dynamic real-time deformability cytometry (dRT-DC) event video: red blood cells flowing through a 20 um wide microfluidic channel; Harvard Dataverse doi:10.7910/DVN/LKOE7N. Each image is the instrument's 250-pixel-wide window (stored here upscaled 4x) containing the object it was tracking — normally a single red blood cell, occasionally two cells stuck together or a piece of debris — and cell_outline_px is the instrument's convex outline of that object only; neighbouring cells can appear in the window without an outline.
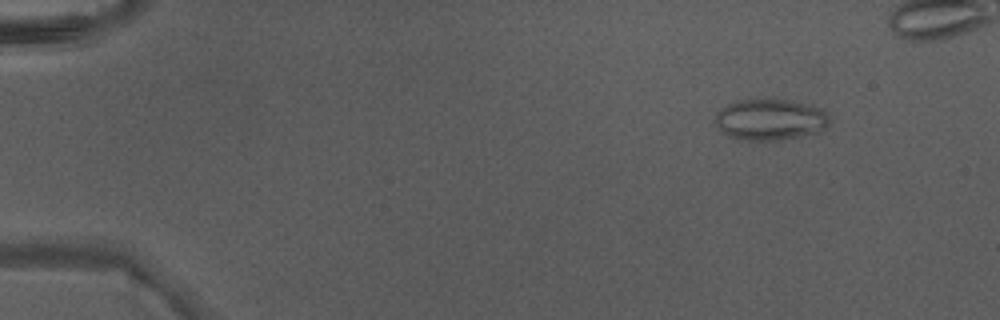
{"species": "Egyptian fruit bat (a non-hibernating species)", "species_latin": "Rousettus aegyptiacus", "temperature_condition": "warm", "stored_images_in_passage": 5, "camera_frame_rate_fps": 3000, "um_per_image_px": 0.085, "animal": {"sex": "male"}, "frame": {"image": 1, "passage_image": 1, "time_ms": 0.0, "image_size_px": [1000, 320], "cell_outline_px": [[828, 124], [824, 128], [816, 132], [800, 136], [780, 140], [744, 140], [728, 136], [716, 128], [712, 120], [716, 112], [720, 108], [728, 104], [740, 100], [764, 96], [772, 96], [812, 104], [828, 112]], "centroid_in_image_um": [65.41, 10.11], "position_along_channel_um": 19.6, "area_um2": 28.55}}